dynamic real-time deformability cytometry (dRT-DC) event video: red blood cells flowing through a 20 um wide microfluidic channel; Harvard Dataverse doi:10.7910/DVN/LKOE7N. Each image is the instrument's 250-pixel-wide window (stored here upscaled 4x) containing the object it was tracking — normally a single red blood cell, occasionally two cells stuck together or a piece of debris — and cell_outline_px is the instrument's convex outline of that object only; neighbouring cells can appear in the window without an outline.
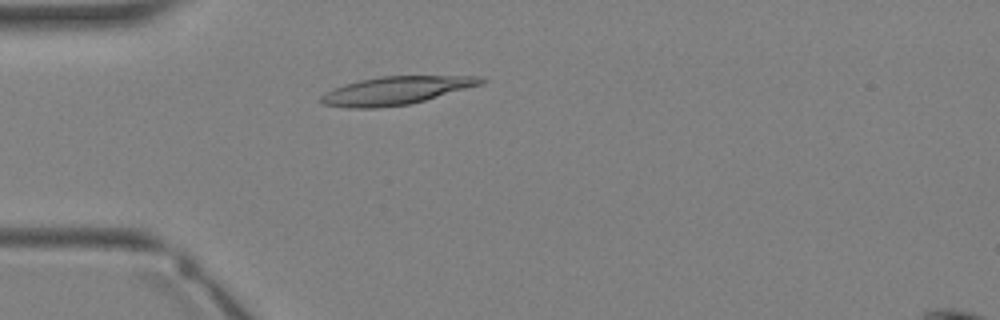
{"species": "Egyptian fruit bat (a non-hibernating species)", "species_latin": "Rousettus aegyptiacus", "temperature_condition": "warm", "stored_images_in_passage": 2, "camera_frame_rate_fps": 3000, "um_per_image_px": 0.085, "animal": {"sex": "female"}, "frame": {"image": 1, "passage_image": 2, "time_ms": 1.333, "image_size_px": [1000, 320], "cell_outline_px": [[484, 80], [480, 84], [424, 100], [408, 104], [376, 108], [348, 108], [324, 104], [320, 100], [320, 96], [324, 92], [344, 84], [360, 80], [380, 76], [480, 76]], "centroid_in_image_um": [33.57, 7.69], "position_along_channel_um": 51.4, "area_um2": 25.72}}